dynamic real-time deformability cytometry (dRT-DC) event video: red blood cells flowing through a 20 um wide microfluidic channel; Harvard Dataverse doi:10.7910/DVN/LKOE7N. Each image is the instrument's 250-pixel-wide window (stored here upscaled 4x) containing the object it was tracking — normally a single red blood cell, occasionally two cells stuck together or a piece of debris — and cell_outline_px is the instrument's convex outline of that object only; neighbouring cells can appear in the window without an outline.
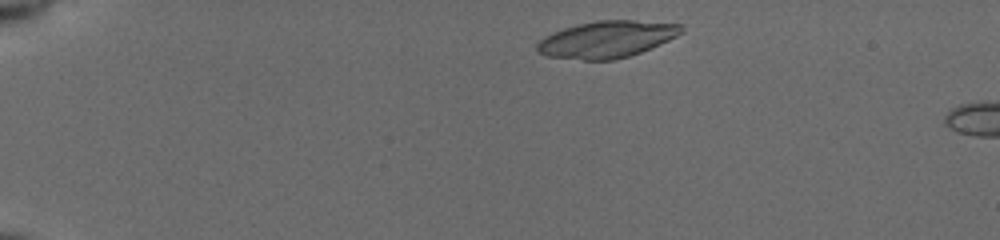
{"species": "common noctule bat (a hibernating species)", "species_latin": "Nyctalus noctula", "temperature_condition": "cold", "stored_images_in_passage": 7, "camera_frame_rate_fps": 3000, "um_per_image_px": 0.085, "animal": {"sex": "female", "body_mass_g": 19.5, "forearm_length_mm": 54.1}, "frame": {"image": 1, "passage_image": 3, "time_ms": 0.667, "image_size_px": [1000, 240], "cell_outline_px": [[684, 32], [660, 44], [640, 52], [616, 60], [584, 60], [544, 56], [536, 52], [536, 44], [544, 36], [552, 32], [564, 28], [596, 20], [632, 20], [684, 24]], "centroid_in_image_um": [51.56, 3.34], "position_along_channel_um": 33.4, "area_um2": 31.1}}